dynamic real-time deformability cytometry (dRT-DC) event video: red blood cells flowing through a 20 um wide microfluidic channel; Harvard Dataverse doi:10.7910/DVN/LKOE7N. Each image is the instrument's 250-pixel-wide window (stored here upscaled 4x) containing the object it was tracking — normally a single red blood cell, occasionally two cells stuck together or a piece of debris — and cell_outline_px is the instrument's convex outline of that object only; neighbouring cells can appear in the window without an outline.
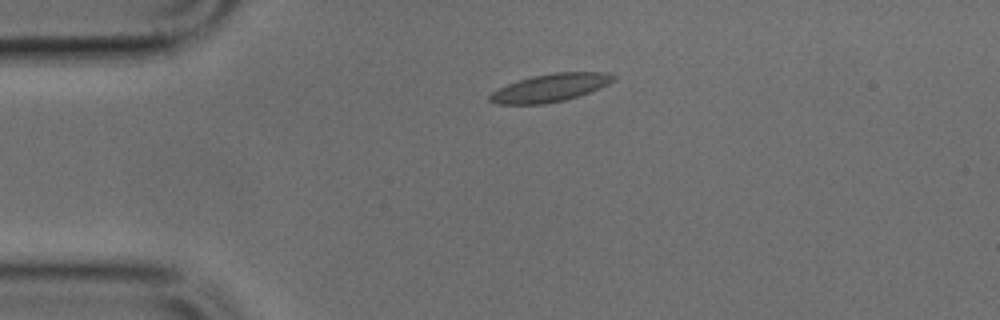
{"species": "common noctule bat (a hibernating species)", "species_latin": "Nyctalus noctula", "temperature_condition": "cold", "stored_images_in_passage": 39, "camera_frame_rate_fps": 3000, "um_per_image_px": 0.085, "animal": {"sex": "male", "body_mass_g": 17.9, "forearm_length_mm": 54.2}, "frame": {"image": 1, "passage_image": 1, "time_ms": 0.0, "image_size_px": [1000, 320], "cell_outline_px": [[616, 80], [600, 88], [564, 100], [544, 104], [496, 104], [488, 100], [488, 96], [492, 92], [508, 84], [532, 76], [556, 72], [608, 72], [616, 76]], "centroid_in_image_um": [46.79, 7.45], "position_along_channel_um": 38.2, "area_um2": 19.94}}
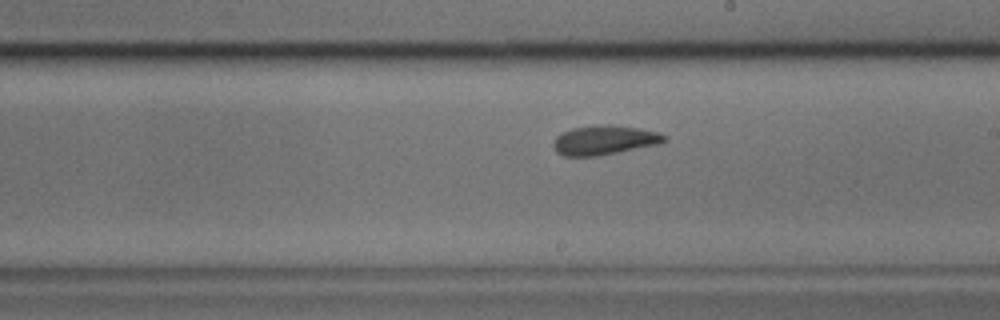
{"frame": {"image": 2, "passage_image": 18, "time_ms": 5.667, "image_size_px": [1000, 320], "cell_outline_px": [[668, 140], [660, 144], [596, 156], [564, 156], [556, 152], [552, 148], [552, 144], [556, 136], [560, 132], [572, 128], [604, 124], [608, 124], [640, 128], [656, 132], [668, 136]], "centroid_in_image_um": [51.35, 11.9], "position_along_channel_um": 237.6, "area_um2": 19.19}}
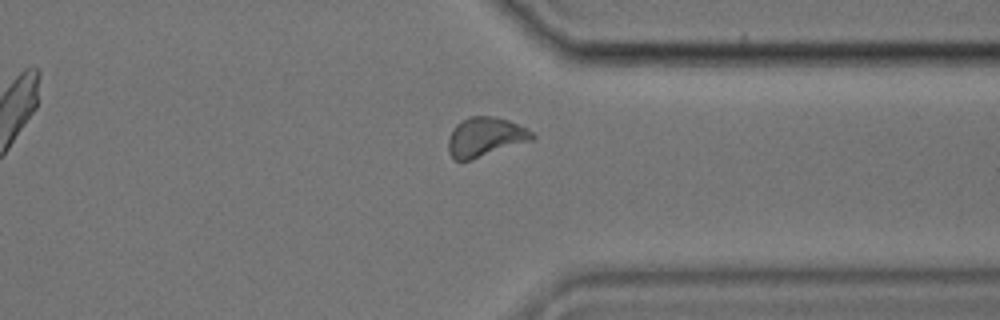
{"frame": {"image": 3, "passage_image": 28, "time_ms": 9.0, "image_size_px": [1000, 320], "cell_outline_px": [[536, 136], [532, 140], [468, 160], [452, 160], [448, 152], [448, 140], [456, 124], [460, 120], [468, 116], [492, 116], [508, 120], [532, 132]], "centroid_in_image_um": [41.2, 11.63], "position_along_channel_um": 370.2, "area_um2": 18.9}}